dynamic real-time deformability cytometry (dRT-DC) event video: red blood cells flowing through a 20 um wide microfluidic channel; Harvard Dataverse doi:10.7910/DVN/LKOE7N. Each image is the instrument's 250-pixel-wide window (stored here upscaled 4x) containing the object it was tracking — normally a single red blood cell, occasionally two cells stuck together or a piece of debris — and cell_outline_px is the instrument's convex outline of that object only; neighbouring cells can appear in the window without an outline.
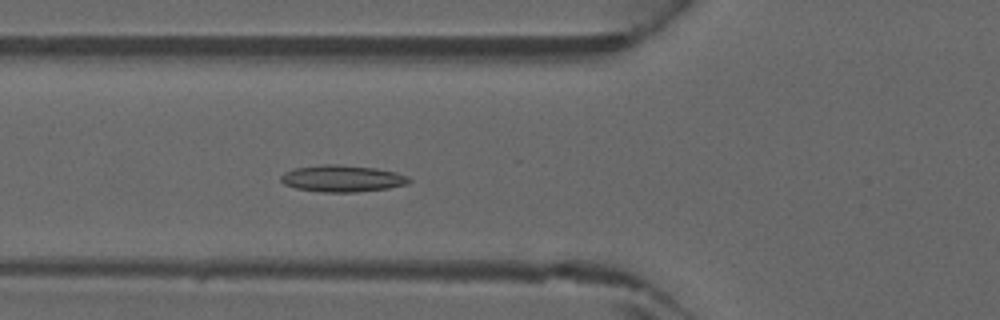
{"species": "common noctule bat (a hibernating species)", "species_latin": "Nyctalus noctula", "temperature_condition": "warm", "stored_images_in_passage": 44, "camera_frame_rate_fps": 3000, "um_per_image_px": 0.085, "animal": {"sex": "male", "forearm_length_mm": 52.5}, "frame": {"image": 1, "passage_image": 15, "time_ms": 4.667, "image_size_px": [1000, 320], "cell_outline_px": [[412, 180], [408, 184], [388, 188], [356, 192], [324, 192], [296, 188], [284, 184], [280, 180], [280, 176], [284, 172], [292, 168], [324, 164], [336, 164], [376, 168], [396, 172], [408, 176]], "centroid_in_image_um": [29.09, 15.17], "position_along_channel_um": 96.7, "area_um2": 20.06}}
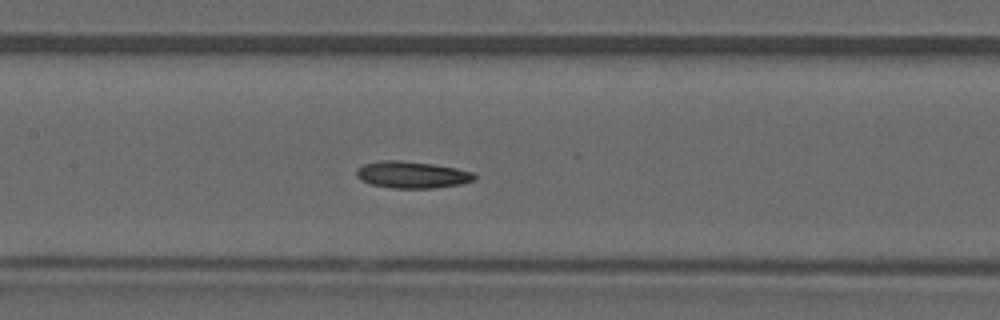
{"frame": {"image": 2, "passage_image": 20, "time_ms": 6.333, "image_size_px": [1000, 320], "cell_outline_px": [[476, 180], [460, 184], [432, 188], [392, 188], [372, 184], [360, 180], [356, 176], [356, 168], [364, 164], [380, 160], [400, 160], [432, 164], [456, 168], [472, 172], [476, 176]], "centroid_in_image_um": [35.0, 14.85], "position_along_channel_um": 172.4, "area_um2": 18.44}}
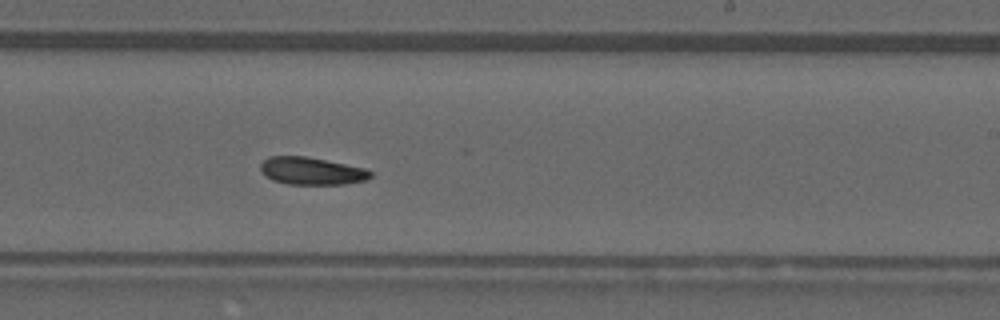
{"frame": {"image": 3, "passage_image": 26, "time_ms": 8.333, "image_size_px": [1000, 320], "cell_outline_px": [[372, 176], [364, 180], [344, 184], [288, 184], [272, 180], [260, 172], [260, 164], [268, 156], [304, 156], [364, 168], [372, 172]], "centroid_in_image_um": [26.43, 14.53], "position_along_channel_um": 262.6, "area_um2": 17.46}}